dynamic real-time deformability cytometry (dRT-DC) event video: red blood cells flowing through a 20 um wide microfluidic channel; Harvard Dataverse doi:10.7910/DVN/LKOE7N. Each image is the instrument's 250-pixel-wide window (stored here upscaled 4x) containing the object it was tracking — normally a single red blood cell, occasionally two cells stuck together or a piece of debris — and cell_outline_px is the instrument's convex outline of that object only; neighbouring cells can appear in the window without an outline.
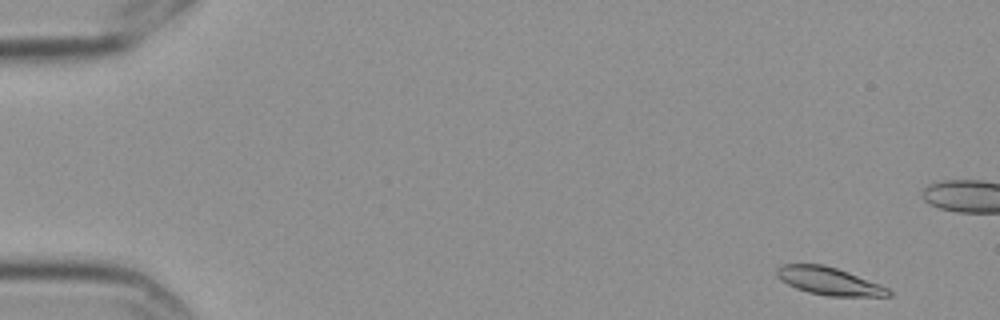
{"species": "Egyptian fruit bat (a non-hibernating species)", "species_latin": "Rousettus aegyptiacus", "temperature_condition": "cold", "stored_images_in_passage": 4, "camera_frame_rate_fps": 3000, "um_per_image_px": 0.085, "frame": {"image": 1, "passage_image": 1, "time_ms": 0.0, "image_size_px": [1000, 320], "cell_outline_px": [[892, 296], [828, 296], [808, 292], [796, 288], [780, 280], [776, 276], [776, 268], [780, 264], [824, 264], [848, 272], [880, 284], [888, 288], [892, 292]], "centroid_in_image_um": [70.45, 23.89], "position_along_channel_um": 14.6, "area_um2": 18.09}}